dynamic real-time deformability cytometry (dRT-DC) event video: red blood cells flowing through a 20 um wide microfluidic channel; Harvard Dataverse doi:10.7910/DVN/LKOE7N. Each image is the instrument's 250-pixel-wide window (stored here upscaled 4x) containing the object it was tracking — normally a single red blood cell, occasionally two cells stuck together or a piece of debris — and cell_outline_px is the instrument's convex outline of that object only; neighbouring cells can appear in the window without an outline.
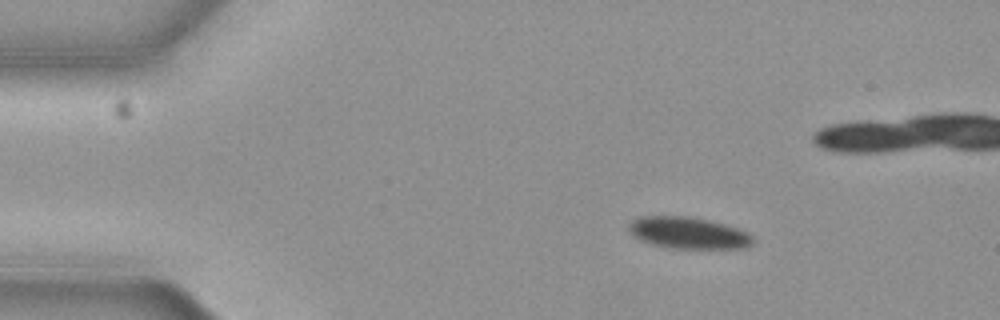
{"species": "common noctule bat (a hibernating species)", "species_latin": "Nyctalus noctula", "temperature_condition": "cold", "stored_images_in_passage": 49, "camera_frame_rate_fps": 3000, "um_per_image_px": 0.085, "animal": {"sex": "female", "body_mass_g": 19.3, "forearm_length_mm": 54.1}, "frame": {"image": 1, "passage_image": 1, "time_ms": 0.0, "image_size_px": [1000, 320], "cell_outline_px": [[756, 240], [752, 244], [744, 248], [668, 248], [652, 244], [640, 240], [628, 228], [628, 224], [632, 220], [640, 216], [688, 216], [708, 220], [724, 224], [748, 232]], "centroid_in_image_um": [58.52, 19.79], "position_along_channel_um": 26.5, "area_um2": 22.83}}
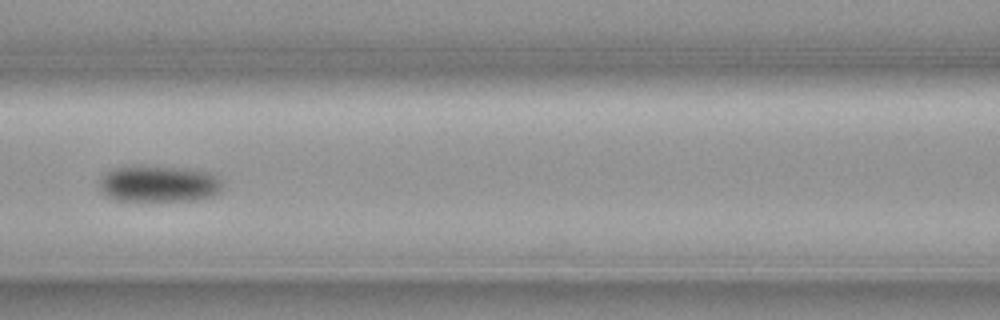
{"frame": {"image": 2, "passage_image": 17, "time_ms": 5.333, "image_size_px": [1000, 320], "cell_outline_px": [[224, 188], [220, 192], [212, 196], [196, 200], [112, 200], [104, 196], [100, 188], [100, 176], [116, 168], [196, 168], [212, 172], [224, 180]], "centroid_in_image_um": [13.61, 15.65], "position_along_channel_um": 153.0, "area_um2": 26.07}}
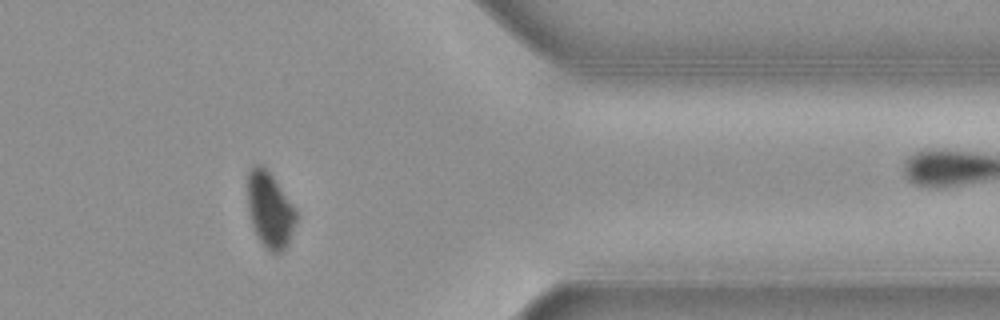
{"frame": {"image": 3, "passage_image": 38, "time_ms": 12.333, "image_size_px": [1000, 320], "cell_outline_px": [[296, 220], [288, 244], [284, 252], [272, 252], [256, 236], [248, 212], [248, 168], [252, 164], [260, 164], [272, 176], [296, 208]], "centroid_in_image_um": [22.93, 17.82], "position_along_channel_um": 388.5, "area_um2": 21.27}, "authors_computed_cell_mechanics": {"area_um2": 24.6228, "velocity_mm_per_s": 3.6615, "shape_relaxation_time_tau1_ms": 2.6704, "shape_relaxation_time_tau2_ms": 6.0082, "deformation_change_tau1": 0.0573, "deformation_change_tau2": 0.083}}